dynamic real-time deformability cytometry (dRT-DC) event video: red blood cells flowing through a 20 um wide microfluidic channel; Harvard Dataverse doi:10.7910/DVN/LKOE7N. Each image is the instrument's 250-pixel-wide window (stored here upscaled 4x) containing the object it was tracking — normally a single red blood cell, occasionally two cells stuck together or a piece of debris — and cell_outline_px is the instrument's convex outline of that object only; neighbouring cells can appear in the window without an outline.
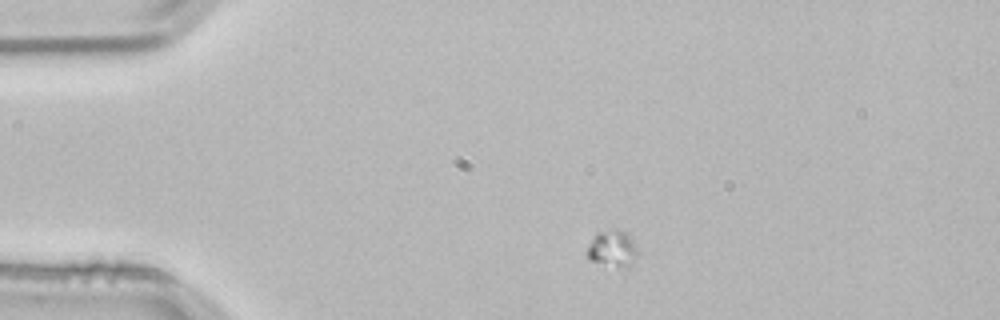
{"species": "common noctule bat (a hibernating species)", "species_latin": "Nyctalus noctula", "temperature_condition": "room temperature", "stored_images_in_passage": 2, "camera_frame_rate_fps": 3000, "um_per_image_px": 0.085, "animal": {"sex": "male", "body_mass_g": 21.5, "forearm_length_mm": 52.0}, "frame": {"image": 1, "passage_image": 1, "time_ms": 0.0, "image_size_px": [1000, 320], "cell_outline_px": [[636, 256], [628, 268], [624, 268], [588, 260], [588, 248], [596, 232], [616, 228], [624, 232], [632, 240], [636, 248]], "centroid_in_image_um": [52.05, 21.13], "position_along_channel_um": 33.0, "area_um2": 10.46}}